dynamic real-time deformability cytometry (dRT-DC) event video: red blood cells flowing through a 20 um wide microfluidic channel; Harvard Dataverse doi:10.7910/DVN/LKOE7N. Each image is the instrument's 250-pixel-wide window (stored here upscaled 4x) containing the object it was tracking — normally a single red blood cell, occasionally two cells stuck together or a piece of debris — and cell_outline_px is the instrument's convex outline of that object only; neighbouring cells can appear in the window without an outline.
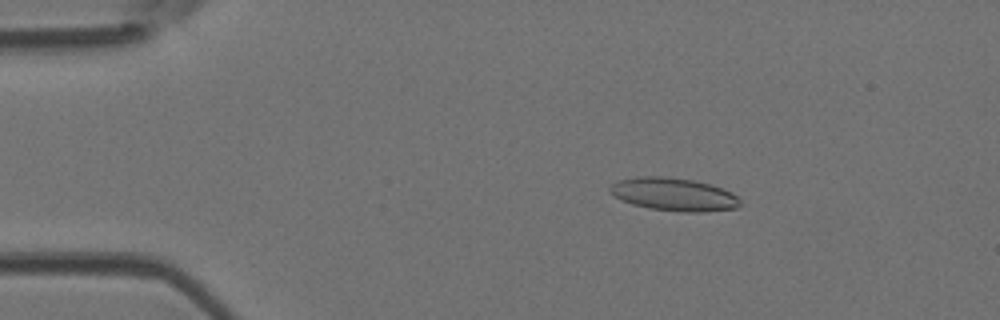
{"species": "Egyptian fruit bat (a non-hibernating species)", "species_latin": "Rousettus aegyptiacus", "temperature_condition": "room temperature", "stored_images_in_passage": 48, "camera_frame_rate_fps": 3000, "um_per_image_px": 0.085, "animal": {"sex": "female"}, "frame": {"image": 1, "passage_image": 8, "time_ms": 2.333, "image_size_px": [1000, 320], "cell_outline_px": [[744, 204], [736, 208], [704, 212], [680, 212], [648, 208], [632, 204], [616, 196], [608, 188], [612, 184], [620, 180], [636, 176], [664, 176], [692, 180], [712, 184], [732, 192]], "centroid_in_image_um": [57.33, 16.52], "position_along_channel_um": 27.7, "area_um2": 25.09}}
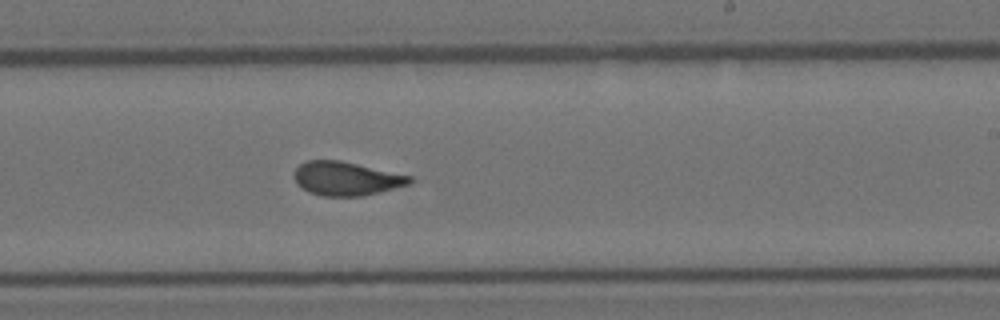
{"frame": {"image": 2, "passage_image": 29, "time_ms": 9.333, "image_size_px": [1000, 320], "cell_outline_px": [[412, 184], [360, 196], [320, 196], [308, 192], [296, 184], [292, 176], [292, 172], [300, 164], [308, 160], [340, 160], [412, 176]], "centroid_in_image_um": [29.38, 15.18], "position_along_channel_um": 259.6, "area_um2": 22.89}}
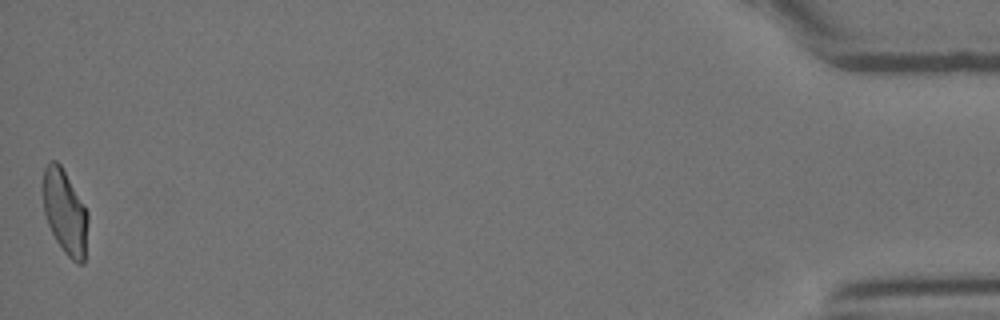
{"frame": {"image": 3, "passage_image": 48, "time_ms": 15.667, "image_size_px": [1000, 320], "cell_outline_px": [[88, 220], [84, 264], [76, 264], [64, 252], [56, 240], [48, 224], [44, 212], [40, 188], [44, 168], [52, 160], [56, 160], [60, 164], [84, 204], [88, 212]], "centroid_in_image_um": [5.49, 18.01], "position_along_channel_um": 429.7, "area_um2": 22.48}, "authors_computed_cell_mechanics": {"area_um2": 23.0622, "velocity_mm_per_s": 4.1914, "shape_relaxation_time_tau1_ms": 6.3021, "shape_relaxation_time_tau2_ms": 1.0057, "deformation_change_tau1": 0.1872, "deformation_change_tau2": 0.0805}}